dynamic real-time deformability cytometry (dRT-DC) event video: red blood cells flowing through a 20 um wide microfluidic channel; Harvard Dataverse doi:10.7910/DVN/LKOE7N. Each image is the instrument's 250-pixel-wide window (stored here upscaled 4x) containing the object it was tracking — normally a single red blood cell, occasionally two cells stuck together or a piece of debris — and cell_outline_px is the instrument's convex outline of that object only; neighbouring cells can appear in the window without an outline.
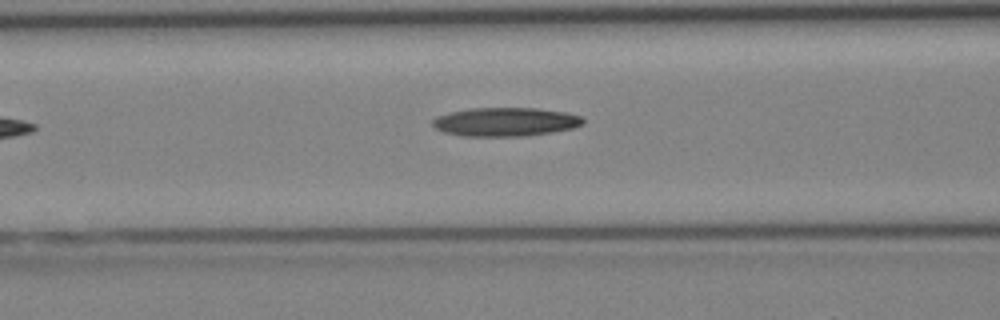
{"species": "Egyptian fruit bat (a non-hibernating species)", "species_latin": "Rousettus aegyptiacus", "temperature_condition": "cold", "stored_images_in_passage": 5, "camera_frame_rate_fps": 3000, "um_per_image_px": 0.085, "animal": {"sex": "female"}, "frame": {"image": 1, "passage_image": 5, "time_ms": 5.333, "image_size_px": [1000, 320], "cell_outline_px": [[584, 124], [572, 128], [552, 132], [524, 136], [464, 136], [444, 132], [436, 128], [432, 124], [432, 120], [436, 116], [448, 112], [468, 108], [536, 108], [568, 112], [580, 116], [584, 120]], "centroid_in_image_um": [42.95, 10.35], "position_along_channel_um": 123.7, "area_um2": 25.32}}